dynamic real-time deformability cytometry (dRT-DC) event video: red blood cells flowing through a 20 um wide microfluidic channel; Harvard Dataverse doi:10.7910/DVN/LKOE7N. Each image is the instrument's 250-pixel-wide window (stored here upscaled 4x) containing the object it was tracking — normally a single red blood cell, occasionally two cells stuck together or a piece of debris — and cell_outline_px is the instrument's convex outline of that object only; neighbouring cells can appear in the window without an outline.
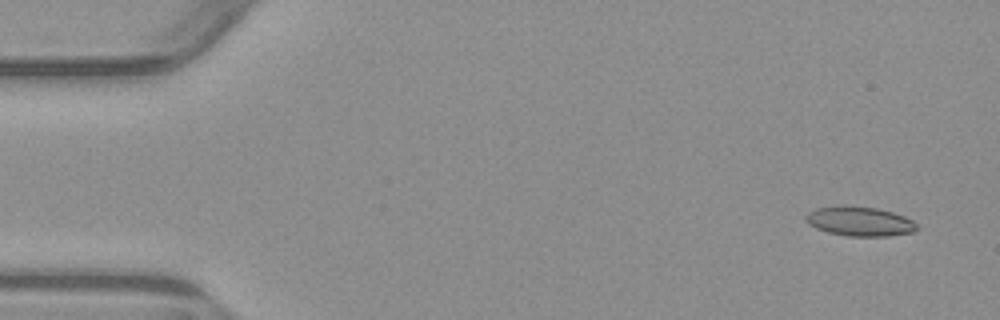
{"species": "common noctule bat (a hibernating species)", "species_latin": "Nyctalus noctula", "temperature_condition": "warm", "stored_images_in_passage": 5, "camera_frame_rate_fps": 3000, "um_per_image_px": 0.085, "animal": {"sex": "male", "body_mass_g": 23.1, "forearm_length_mm": 52.7}, "frame": {"image": 1, "passage_image": 1, "time_ms": 0.0, "image_size_px": [1000, 320], "cell_outline_px": [[916, 228], [912, 232], [888, 236], [848, 236], [828, 232], [816, 228], [808, 224], [804, 220], [804, 216], [808, 212], [816, 208], [876, 208], [892, 212], [904, 216], [912, 220], [916, 224]], "centroid_in_image_um": [73.06, 18.85], "position_along_channel_um": 11.9, "area_um2": 18.32}}
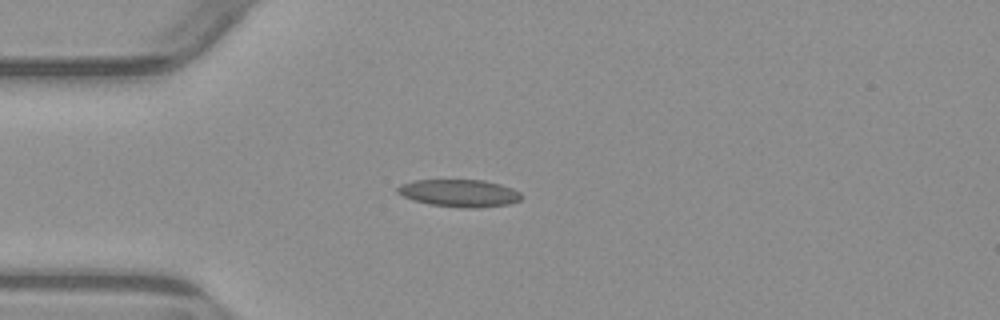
{"frame": {"image": 2, "passage_image": 4, "time_ms": 3.667, "image_size_px": [1000, 320], "cell_outline_px": [[524, 196], [520, 200], [508, 204], [480, 208], [460, 208], [432, 204], [412, 200], [396, 192], [396, 188], [400, 184], [412, 180], [484, 180], [500, 184], [512, 188], [520, 192]], "centroid_in_image_um": [39.05, 16.41], "position_along_channel_um": 45.9, "area_um2": 19.94}}